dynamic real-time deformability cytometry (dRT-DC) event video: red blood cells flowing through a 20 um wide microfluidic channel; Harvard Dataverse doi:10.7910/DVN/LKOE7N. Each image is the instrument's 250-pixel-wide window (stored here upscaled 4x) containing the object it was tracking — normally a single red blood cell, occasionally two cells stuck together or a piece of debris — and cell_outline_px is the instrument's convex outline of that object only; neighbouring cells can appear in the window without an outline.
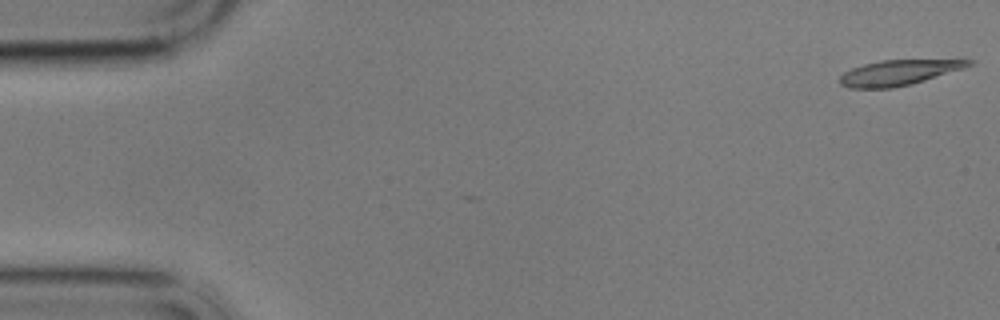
{"species": "common noctule bat (a hibernating species)", "species_latin": "Nyctalus noctula", "temperature_condition": "cold", "stored_images_in_passage": 3, "camera_frame_rate_fps": 3000, "um_per_image_px": 0.085, "animal": {"sex": "male", "body_mass_g": 17.9}, "frame": {"image": 1, "passage_image": 1, "time_ms": 0.0, "image_size_px": [1000, 320], "cell_outline_px": [[972, 64], [964, 68], [912, 84], [892, 88], [848, 88], [840, 84], [840, 76], [844, 72], [852, 68], [864, 64], [880, 60], [972, 60]], "centroid_in_image_um": [76.34, 6.18], "position_along_channel_um": 8.7, "area_um2": 18.79}}